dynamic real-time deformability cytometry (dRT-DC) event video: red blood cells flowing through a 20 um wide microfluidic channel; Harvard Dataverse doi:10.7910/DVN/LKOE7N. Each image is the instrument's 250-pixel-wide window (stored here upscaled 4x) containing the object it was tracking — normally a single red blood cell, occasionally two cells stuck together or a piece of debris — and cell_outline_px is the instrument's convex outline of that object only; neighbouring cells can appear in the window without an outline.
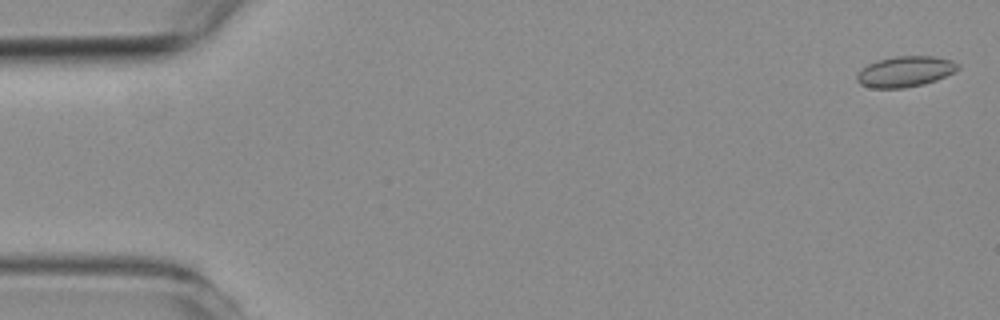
{"species": "common noctule bat (a hibernating species)", "species_latin": "Nyctalus noctula", "temperature_condition": "room temperature", "stored_images_in_passage": 55, "camera_frame_rate_fps": 3000, "um_per_image_px": 0.085, "animal": {"sex": "female", "body_mass_g": 19.3, "forearm_length_mm": 54.1}, "frame": {"image": 1, "passage_image": 2, "time_ms": 0.333, "image_size_px": [1000, 320], "cell_outline_px": [[960, 68], [936, 80], [924, 84], [904, 88], [872, 88], [860, 84], [856, 80], [856, 76], [868, 64], [880, 60], [896, 56], [932, 56], [952, 60], [960, 64]], "centroid_in_image_um": [76.96, 6.09], "position_along_channel_um": 8.0, "area_um2": 17.86}}
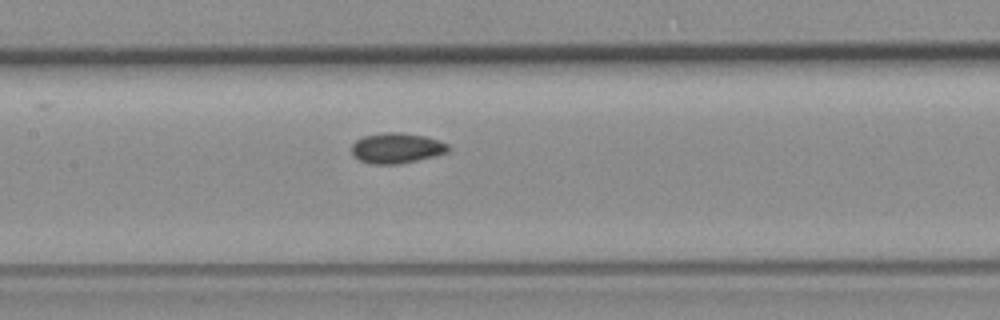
{"frame": {"image": 2, "passage_image": 26, "time_ms": 8.333, "image_size_px": [1000, 320], "cell_outline_px": [[452, 148], [448, 152], [436, 156], [400, 164], [372, 164], [360, 160], [352, 152], [352, 144], [356, 140], [364, 136], [384, 132], [400, 132], [424, 136], [448, 144]], "centroid_in_image_um": [33.74, 12.59], "position_along_channel_um": 173.7, "area_um2": 17.11}}
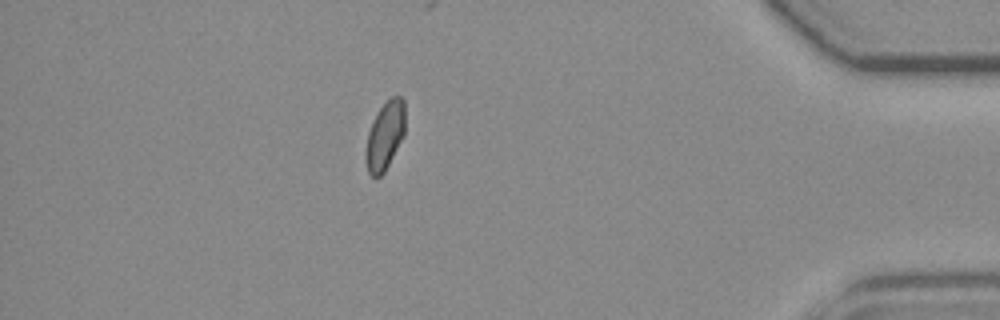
{"frame": {"image": 3, "passage_image": 48, "time_ms": 15.667, "image_size_px": [1000, 320], "cell_outline_px": [[404, 136], [384, 172], [376, 180], [368, 172], [364, 160], [364, 152], [368, 132], [372, 120], [376, 112], [392, 96], [400, 96], [404, 100]], "centroid_in_image_um": [32.69, 11.57], "position_along_channel_um": 402.5, "area_um2": 15.9}, "authors_computed_cell_mechanics": {"area_um2": 16.762, "velocity_mm_per_s": 3.7696, "shape_relaxation_time_tau1_ms": null, "shape_relaxation_time_tau2_ms": 2.5542, "deformation_change_tau1": null, "deformation_change_tau2": 0.0604}}